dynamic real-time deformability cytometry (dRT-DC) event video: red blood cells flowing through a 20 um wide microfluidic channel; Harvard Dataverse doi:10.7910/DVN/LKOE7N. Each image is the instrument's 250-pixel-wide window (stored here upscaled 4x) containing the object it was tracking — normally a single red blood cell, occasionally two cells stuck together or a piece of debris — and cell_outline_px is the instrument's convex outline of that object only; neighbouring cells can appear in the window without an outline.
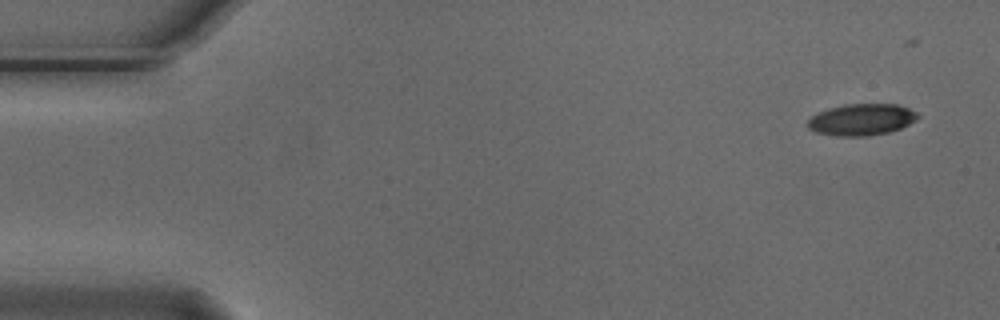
{"species": "Egyptian fruit bat (a non-hibernating species)", "species_latin": "Rousettus aegyptiacus", "temperature_condition": "cold", "stored_images_in_passage": 6, "camera_frame_rate_fps": 3000, "um_per_image_px": 0.085, "animal": {"sex": "male"}, "frame": {"image": 1, "passage_image": 1, "time_ms": 0.0, "image_size_px": [1000, 320], "cell_outline_px": [[920, 116], [916, 120], [900, 128], [888, 132], [868, 136], [836, 136], [816, 132], [808, 128], [808, 120], [812, 116], [828, 108], [844, 104], [896, 104], [908, 108], [916, 112]], "centroid_in_image_um": [73.23, 10.16], "position_along_channel_um": 11.8, "area_um2": 20.17}}
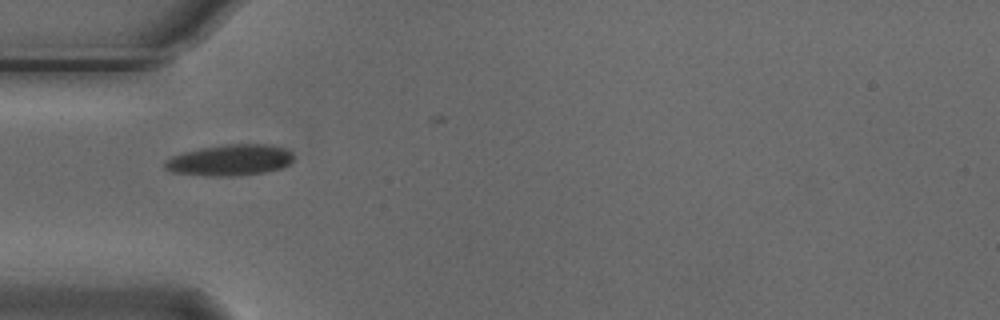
{"frame": {"image": 2, "passage_image": 5, "time_ms": 1.333, "image_size_px": [1000, 320], "cell_outline_px": [[292, 160], [288, 164], [280, 168], [264, 172], [236, 176], [204, 176], [172, 172], [164, 168], [164, 160], [172, 156], [184, 152], [200, 148], [224, 144], [272, 144], [284, 148], [292, 152]], "centroid_in_image_um": [19.52, 13.61], "position_along_channel_um": 65.5, "area_um2": 23.47}}
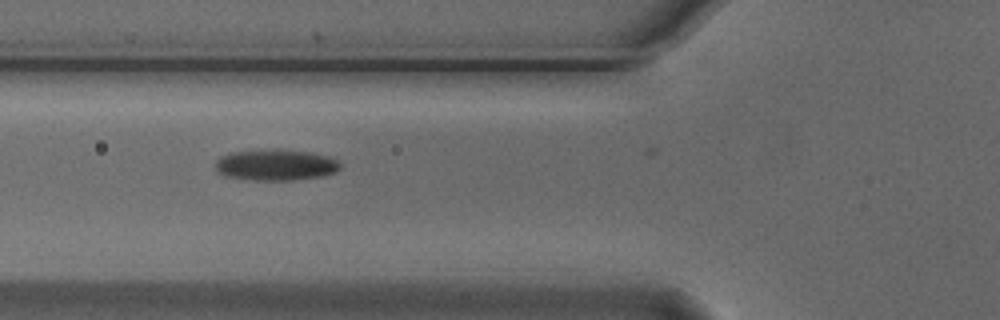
{"frame": {"image": 3, "passage_image": 6, "time_ms": 1.667, "image_size_px": [1000, 320], "cell_outline_px": [[340, 168], [336, 172], [320, 176], [292, 180], [252, 180], [224, 176], [216, 168], [216, 160], [220, 156], [232, 152], [276, 148], [308, 152], [328, 156], [336, 160], [340, 164]], "centroid_in_image_um": [23.42, 14.01], "position_along_channel_um": 102.4, "area_um2": 22.66}}